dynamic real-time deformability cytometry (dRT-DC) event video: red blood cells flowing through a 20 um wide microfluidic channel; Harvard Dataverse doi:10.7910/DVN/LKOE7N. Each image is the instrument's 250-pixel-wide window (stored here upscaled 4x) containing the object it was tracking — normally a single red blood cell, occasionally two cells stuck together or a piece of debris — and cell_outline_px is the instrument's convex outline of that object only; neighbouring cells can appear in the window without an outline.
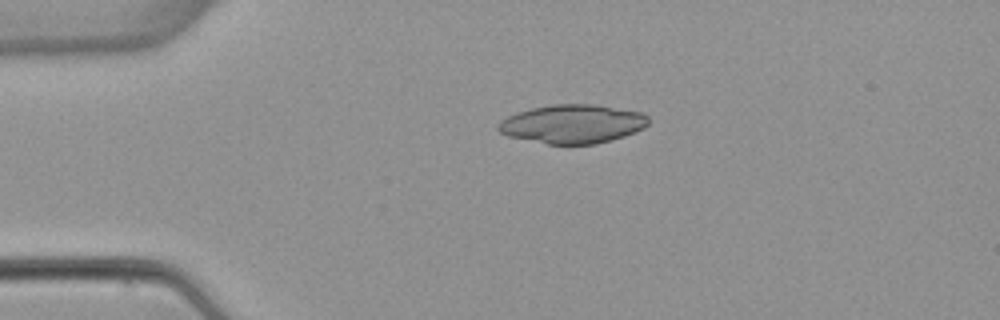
{"species": "common noctule bat (a hibernating species)", "species_latin": "Nyctalus noctula", "temperature_condition": "warm", "stored_images_in_passage": 4, "camera_frame_rate_fps": 3000, "um_per_image_px": 0.085, "animal": {"sex": "female", "body_mass_g": 22.7, "forearm_length_mm": 54.2}, "frame": {"image": 1, "passage_image": 3, "time_ms": 2.667, "image_size_px": [1000, 320], "cell_outline_px": [[648, 124], [644, 128], [636, 132], [612, 140], [596, 144], [548, 144], [508, 136], [500, 132], [496, 128], [496, 124], [500, 120], [516, 112], [532, 108], [552, 104], [596, 104], [640, 112], [648, 116]], "centroid_in_image_um": [48.65, 10.53], "position_along_channel_um": 36.3, "area_um2": 34.1}}